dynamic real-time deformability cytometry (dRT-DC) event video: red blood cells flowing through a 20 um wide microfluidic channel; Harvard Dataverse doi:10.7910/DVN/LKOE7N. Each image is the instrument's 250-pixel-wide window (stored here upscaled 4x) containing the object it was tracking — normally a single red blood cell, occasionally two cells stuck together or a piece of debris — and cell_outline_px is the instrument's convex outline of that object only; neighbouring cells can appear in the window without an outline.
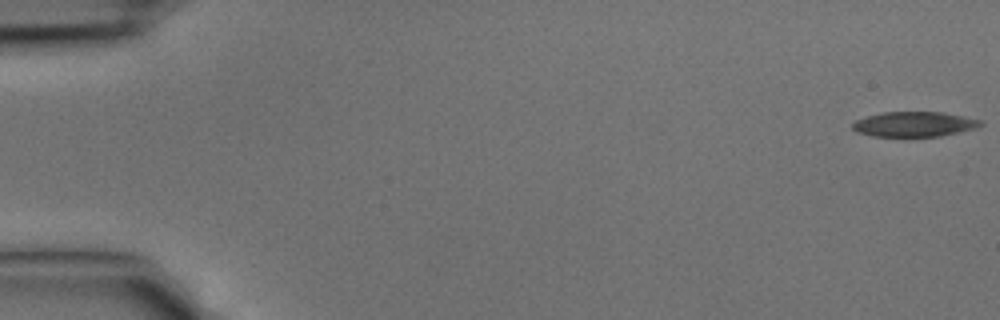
{"species": "common noctule bat (a hibernating species)", "species_latin": "Nyctalus noctula", "temperature_condition": "cold", "stored_images_in_passage": 42, "camera_frame_rate_fps": 3000, "um_per_image_px": 0.085, "animal": {"sex": "male", "body_mass_g": 15.6}, "frame": {"image": 1, "passage_image": 1, "time_ms": 0.0, "image_size_px": [1000, 320], "cell_outline_px": [[984, 124], [976, 128], [940, 136], [872, 136], [856, 132], [852, 128], [852, 124], [856, 120], [880, 112], [940, 112], [980, 120]], "centroid_in_image_um": [77.67, 10.56], "position_along_channel_um": 7.3, "area_um2": 18.44}}
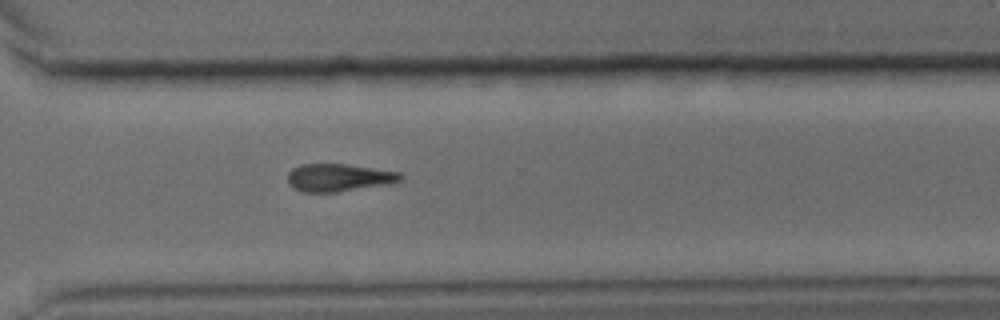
{"frame": {"image": 2, "passage_image": 31, "time_ms": 10.0, "image_size_px": [1000, 320], "cell_outline_px": [[404, 176], [400, 180], [380, 184], [336, 192], [304, 192], [288, 184], [288, 172], [292, 168], [300, 164], [348, 164], [400, 172]], "centroid_in_image_um": [28.73, 15.07], "position_along_channel_um": 341.9, "area_um2": 17.8}}
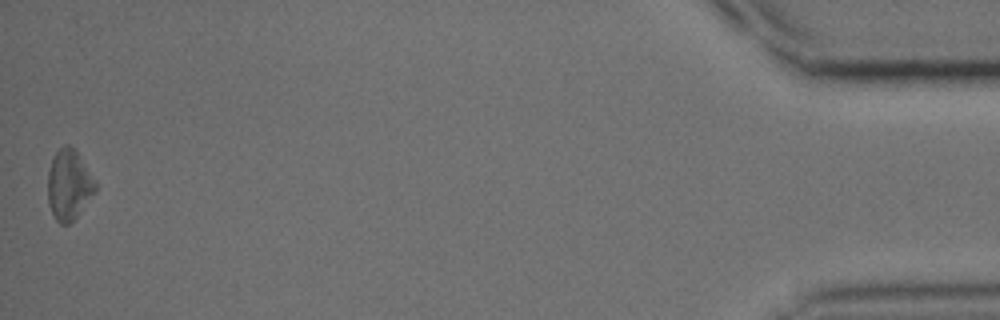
{"frame": {"image": 3, "passage_image": 42, "time_ms": 13.667, "image_size_px": [1000, 320], "cell_outline_px": [[96, 192], [76, 216], [68, 224], [60, 224], [56, 220], [48, 204], [48, 172], [52, 160], [56, 152], [64, 144], [68, 144], [76, 148], [96, 180]], "centroid_in_image_um": [5.88, 15.67], "position_along_channel_um": 429.3, "area_um2": 19.65}}